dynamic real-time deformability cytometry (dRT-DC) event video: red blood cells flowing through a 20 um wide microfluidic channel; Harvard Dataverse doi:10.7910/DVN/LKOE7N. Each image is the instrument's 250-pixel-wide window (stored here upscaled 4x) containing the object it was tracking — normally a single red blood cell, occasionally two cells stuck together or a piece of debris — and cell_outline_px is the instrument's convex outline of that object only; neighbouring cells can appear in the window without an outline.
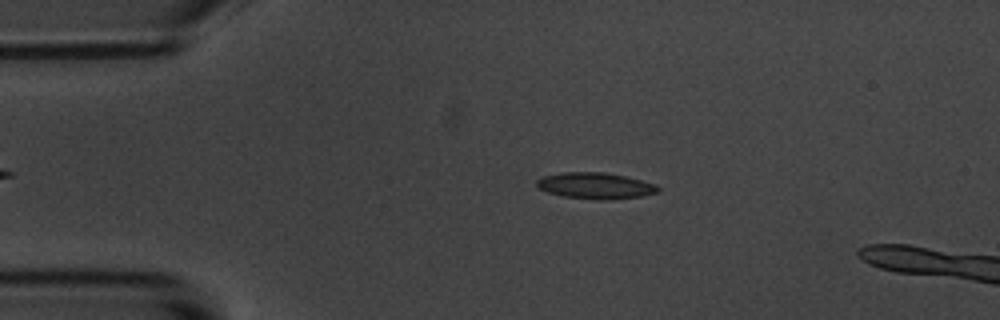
{"species": "common noctule bat (a hibernating species)", "species_latin": "Nyctalus noctula", "temperature_condition": "room temperature", "stored_images_in_passage": 3, "camera_frame_rate_fps": 3000, "um_per_image_px": 0.085, "animal": {"sex": "male", "body_mass_g": 20.1, "forearm_length_mm": 53.5}, "frame": {"image": 1, "passage_image": 2, "time_ms": 2.0, "image_size_px": [1000, 320], "cell_outline_px": [[660, 188], [656, 192], [640, 196], [612, 200], [596, 200], [564, 196], [548, 192], [540, 188], [536, 184], [536, 180], [544, 176], [560, 172], [604, 172], [624, 176], [656, 184]], "centroid_in_image_um": [50.6, 15.78], "position_along_channel_um": 34.4, "area_um2": 18.44}}